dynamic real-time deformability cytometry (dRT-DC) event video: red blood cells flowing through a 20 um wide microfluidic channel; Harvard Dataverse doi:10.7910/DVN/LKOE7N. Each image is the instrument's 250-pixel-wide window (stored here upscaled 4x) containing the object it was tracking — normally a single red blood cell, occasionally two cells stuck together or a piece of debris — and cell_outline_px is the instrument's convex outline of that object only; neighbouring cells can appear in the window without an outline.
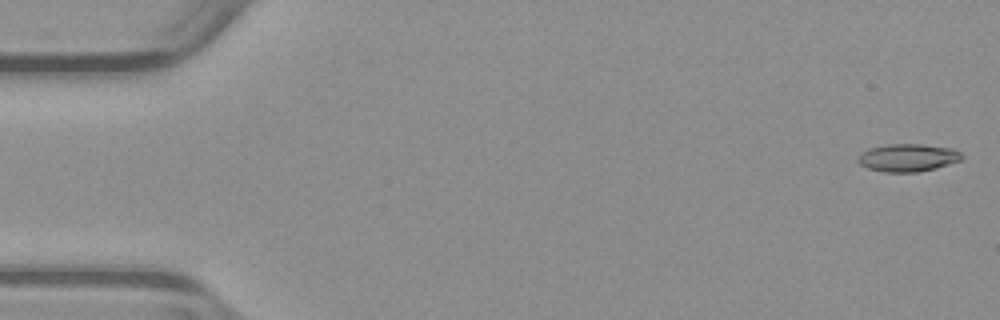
{"species": "common noctule bat (a hibernating species)", "species_latin": "Nyctalus noctula", "temperature_condition": "warm", "stored_images_in_passage": 52, "camera_frame_rate_fps": 3000, "um_per_image_px": 0.085, "animal": {"sex": "male", "body_mass_g": 23.1, "forearm_length_mm": 52.7}, "frame": {"image": 1, "passage_image": 1, "time_ms": 0.0, "image_size_px": [1000, 320], "cell_outline_px": [[964, 156], [960, 160], [936, 168], [916, 172], [884, 172], [868, 168], [860, 164], [856, 160], [868, 148], [888, 144], [924, 144], [952, 148], [960, 152]], "centroid_in_image_um": [77.18, 13.4], "position_along_channel_um": 7.8, "area_um2": 16.7}}
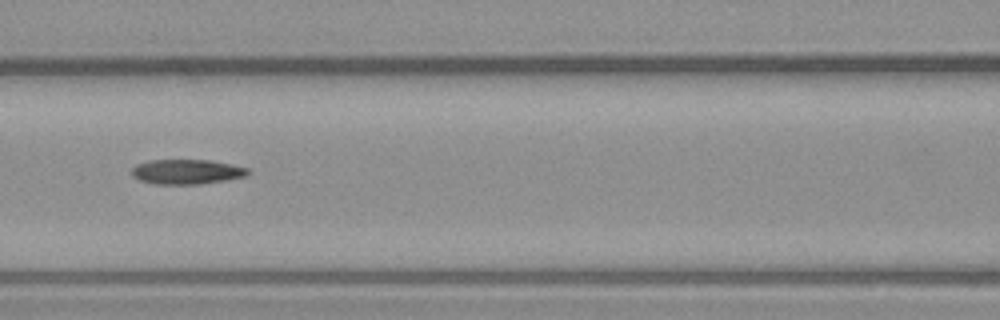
{"frame": {"image": 2, "passage_image": 23, "time_ms": 7.333, "image_size_px": [1000, 320], "cell_outline_px": [[248, 176], [200, 184], [156, 184], [140, 180], [132, 176], [132, 168], [136, 164], [148, 160], [212, 160], [232, 164], [248, 168]], "centroid_in_image_um": [15.87, 14.59], "position_along_channel_um": 150.7, "area_um2": 16.82}}
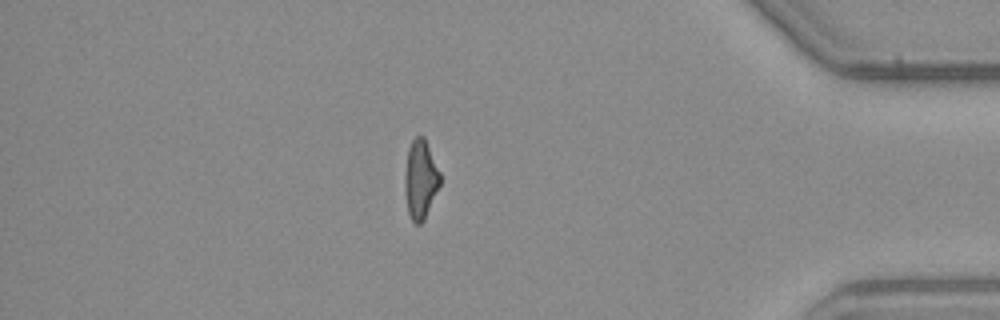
{"frame": {"image": 3, "passage_image": 45, "time_ms": 14.667, "image_size_px": [1000, 320], "cell_outline_px": [[440, 184], [424, 220], [420, 224], [416, 224], [412, 220], [408, 212], [404, 192], [404, 176], [408, 148], [412, 140], [416, 136], [424, 136], [440, 172]], "centroid_in_image_um": [35.72, 15.24], "position_along_channel_um": 399.5, "area_um2": 16.24}}